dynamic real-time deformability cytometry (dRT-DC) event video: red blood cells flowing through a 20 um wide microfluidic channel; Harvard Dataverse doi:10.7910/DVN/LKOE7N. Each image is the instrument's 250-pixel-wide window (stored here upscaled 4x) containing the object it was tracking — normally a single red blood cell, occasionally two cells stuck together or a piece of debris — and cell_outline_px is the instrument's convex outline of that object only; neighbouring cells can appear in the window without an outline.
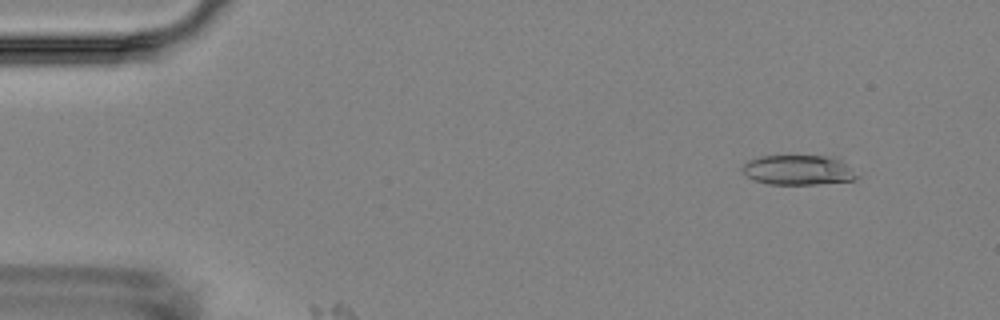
{"species": "Egyptian fruit bat (a non-hibernating species)", "species_latin": "Rousettus aegyptiacus", "temperature_condition": "room temperature", "stored_images_in_passage": 4, "camera_frame_rate_fps": 3000, "um_per_image_px": 0.085, "animal": {"sex": "female"}, "frame": {"image": 1, "passage_image": 1, "time_ms": 0.0, "image_size_px": [1000, 320], "cell_outline_px": [[860, 176], [852, 180], [816, 184], [768, 184], [752, 180], [740, 168], [748, 160], [760, 156], [824, 156], [840, 160]], "centroid_in_image_um": [67.8, 14.46], "position_along_channel_um": 17.2, "area_um2": 19.71}}